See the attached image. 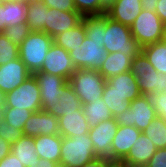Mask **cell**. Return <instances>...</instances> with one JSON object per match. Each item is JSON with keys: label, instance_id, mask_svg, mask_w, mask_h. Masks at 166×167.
Returning a JSON list of instances; mask_svg holds the SVG:
<instances>
[{"label": "cell", "instance_id": "1", "mask_svg": "<svg viewBox=\"0 0 166 167\" xmlns=\"http://www.w3.org/2000/svg\"><path fill=\"white\" fill-rule=\"evenodd\" d=\"M137 79L131 71L106 79L101 99L116 118L130 107V102L140 97Z\"/></svg>", "mask_w": 166, "mask_h": 167}, {"label": "cell", "instance_id": "2", "mask_svg": "<svg viewBox=\"0 0 166 167\" xmlns=\"http://www.w3.org/2000/svg\"><path fill=\"white\" fill-rule=\"evenodd\" d=\"M103 46L107 53L120 52L134 58L142 47L133 37L130 27L112 20L106 15V30L103 31Z\"/></svg>", "mask_w": 166, "mask_h": 167}, {"label": "cell", "instance_id": "3", "mask_svg": "<svg viewBox=\"0 0 166 167\" xmlns=\"http://www.w3.org/2000/svg\"><path fill=\"white\" fill-rule=\"evenodd\" d=\"M59 167H81L96 159L89 134L62 137Z\"/></svg>", "mask_w": 166, "mask_h": 167}, {"label": "cell", "instance_id": "4", "mask_svg": "<svg viewBox=\"0 0 166 167\" xmlns=\"http://www.w3.org/2000/svg\"><path fill=\"white\" fill-rule=\"evenodd\" d=\"M53 43L45 32H31L19 45V58L32 74L41 70Z\"/></svg>", "mask_w": 166, "mask_h": 167}, {"label": "cell", "instance_id": "5", "mask_svg": "<svg viewBox=\"0 0 166 167\" xmlns=\"http://www.w3.org/2000/svg\"><path fill=\"white\" fill-rule=\"evenodd\" d=\"M68 82L84 105L101 100L106 79L97 70L77 69Z\"/></svg>", "mask_w": 166, "mask_h": 167}, {"label": "cell", "instance_id": "6", "mask_svg": "<svg viewBox=\"0 0 166 167\" xmlns=\"http://www.w3.org/2000/svg\"><path fill=\"white\" fill-rule=\"evenodd\" d=\"M131 73L137 79L142 95L166 93V74L158 73L142 52L132 59Z\"/></svg>", "mask_w": 166, "mask_h": 167}, {"label": "cell", "instance_id": "7", "mask_svg": "<svg viewBox=\"0 0 166 167\" xmlns=\"http://www.w3.org/2000/svg\"><path fill=\"white\" fill-rule=\"evenodd\" d=\"M130 30L140 46L144 47L162 40L164 23L155 12L142 9Z\"/></svg>", "mask_w": 166, "mask_h": 167}, {"label": "cell", "instance_id": "8", "mask_svg": "<svg viewBox=\"0 0 166 167\" xmlns=\"http://www.w3.org/2000/svg\"><path fill=\"white\" fill-rule=\"evenodd\" d=\"M6 106L33 113L42 110L40 89L35 76H29L19 87L6 94Z\"/></svg>", "mask_w": 166, "mask_h": 167}, {"label": "cell", "instance_id": "9", "mask_svg": "<svg viewBox=\"0 0 166 167\" xmlns=\"http://www.w3.org/2000/svg\"><path fill=\"white\" fill-rule=\"evenodd\" d=\"M76 69H93L99 71L105 62L106 50L100 42L87 37L81 46L69 52Z\"/></svg>", "mask_w": 166, "mask_h": 167}, {"label": "cell", "instance_id": "10", "mask_svg": "<svg viewBox=\"0 0 166 167\" xmlns=\"http://www.w3.org/2000/svg\"><path fill=\"white\" fill-rule=\"evenodd\" d=\"M156 118L155 110L150 106L145 95L137 97L130 102L124 112L115 119L118 125L135 126L139 131H143Z\"/></svg>", "mask_w": 166, "mask_h": 167}, {"label": "cell", "instance_id": "11", "mask_svg": "<svg viewBox=\"0 0 166 167\" xmlns=\"http://www.w3.org/2000/svg\"><path fill=\"white\" fill-rule=\"evenodd\" d=\"M117 128L118 124L114 117L90 128L88 134L93 142L94 154L97 158L112 160V142Z\"/></svg>", "mask_w": 166, "mask_h": 167}, {"label": "cell", "instance_id": "12", "mask_svg": "<svg viewBox=\"0 0 166 167\" xmlns=\"http://www.w3.org/2000/svg\"><path fill=\"white\" fill-rule=\"evenodd\" d=\"M46 60L40 71L55 76H61L69 81L71 75L77 70L70 54L64 48L53 43L46 55Z\"/></svg>", "mask_w": 166, "mask_h": 167}, {"label": "cell", "instance_id": "13", "mask_svg": "<svg viewBox=\"0 0 166 167\" xmlns=\"http://www.w3.org/2000/svg\"><path fill=\"white\" fill-rule=\"evenodd\" d=\"M83 16L77 11H62L54 8L46 9V34L53 39L82 22Z\"/></svg>", "mask_w": 166, "mask_h": 167}, {"label": "cell", "instance_id": "14", "mask_svg": "<svg viewBox=\"0 0 166 167\" xmlns=\"http://www.w3.org/2000/svg\"><path fill=\"white\" fill-rule=\"evenodd\" d=\"M22 134L32 138L40 135H60L58 118L48 111L39 110L25 122Z\"/></svg>", "mask_w": 166, "mask_h": 167}, {"label": "cell", "instance_id": "15", "mask_svg": "<svg viewBox=\"0 0 166 167\" xmlns=\"http://www.w3.org/2000/svg\"><path fill=\"white\" fill-rule=\"evenodd\" d=\"M32 73L17 58L0 66V91L5 94L19 87Z\"/></svg>", "mask_w": 166, "mask_h": 167}, {"label": "cell", "instance_id": "16", "mask_svg": "<svg viewBox=\"0 0 166 167\" xmlns=\"http://www.w3.org/2000/svg\"><path fill=\"white\" fill-rule=\"evenodd\" d=\"M83 104L77 97L72 86L67 81L63 85V94L52 103H45L42 110L48 111L54 117L60 118L66 113L83 111Z\"/></svg>", "mask_w": 166, "mask_h": 167}, {"label": "cell", "instance_id": "17", "mask_svg": "<svg viewBox=\"0 0 166 167\" xmlns=\"http://www.w3.org/2000/svg\"><path fill=\"white\" fill-rule=\"evenodd\" d=\"M40 89L41 105L54 102L63 94V85L67 80L61 76H55L38 71L33 74Z\"/></svg>", "mask_w": 166, "mask_h": 167}, {"label": "cell", "instance_id": "18", "mask_svg": "<svg viewBox=\"0 0 166 167\" xmlns=\"http://www.w3.org/2000/svg\"><path fill=\"white\" fill-rule=\"evenodd\" d=\"M142 132L135 126L118 125L112 142V160H123Z\"/></svg>", "mask_w": 166, "mask_h": 167}, {"label": "cell", "instance_id": "19", "mask_svg": "<svg viewBox=\"0 0 166 167\" xmlns=\"http://www.w3.org/2000/svg\"><path fill=\"white\" fill-rule=\"evenodd\" d=\"M142 11L141 0H116L106 15L123 25L131 26Z\"/></svg>", "mask_w": 166, "mask_h": 167}, {"label": "cell", "instance_id": "20", "mask_svg": "<svg viewBox=\"0 0 166 167\" xmlns=\"http://www.w3.org/2000/svg\"><path fill=\"white\" fill-rule=\"evenodd\" d=\"M27 3L17 0H4L0 6V33L6 27L26 23Z\"/></svg>", "mask_w": 166, "mask_h": 167}, {"label": "cell", "instance_id": "21", "mask_svg": "<svg viewBox=\"0 0 166 167\" xmlns=\"http://www.w3.org/2000/svg\"><path fill=\"white\" fill-rule=\"evenodd\" d=\"M60 135L62 137H73L77 134L84 135L90 131L89 123L83 111H75L64 114L58 118Z\"/></svg>", "mask_w": 166, "mask_h": 167}, {"label": "cell", "instance_id": "22", "mask_svg": "<svg viewBox=\"0 0 166 167\" xmlns=\"http://www.w3.org/2000/svg\"><path fill=\"white\" fill-rule=\"evenodd\" d=\"M36 153L40 158L60 163L61 135H40L34 138Z\"/></svg>", "mask_w": 166, "mask_h": 167}, {"label": "cell", "instance_id": "23", "mask_svg": "<svg viewBox=\"0 0 166 167\" xmlns=\"http://www.w3.org/2000/svg\"><path fill=\"white\" fill-rule=\"evenodd\" d=\"M156 150L154 143L144 133H141L122 161L130 164L147 165Z\"/></svg>", "mask_w": 166, "mask_h": 167}, {"label": "cell", "instance_id": "24", "mask_svg": "<svg viewBox=\"0 0 166 167\" xmlns=\"http://www.w3.org/2000/svg\"><path fill=\"white\" fill-rule=\"evenodd\" d=\"M132 57L120 52L107 53L105 62L98 71L105 79L131 71Z\"/></svg>", "mask_w": 166, "mask_h": 167}, {"label": "cell", "instance_id": "25", "mask_svg": "<svg viewBox=\"0 0 166 167\" xmlns=\"http://www.w3.org/2000/svg\"><path fill=\"white\" fill-rule=\"evenodd\" d=\"M11 152L23 163L24 167L33 166L40 157L36 153L34 138L22 135L11 145Z\"/></svg>", "mask_w": 166, "mask_h": 167}, {"label": "cell", "instance_id": "26", "mask_svg": "<svg viewBox=\"0 0 166 167\" xmlns=\"http://www.w3.org/2000/svg\"><path fill=\"white\" fill-rule=\"evenodd\" d=\"M48 7L42 0H30L27 3L26 23L31 32L46 33V9Z\"/></svg>", "mask_w": 166, "mask_h": 167}, {"label": "cell", "instance_id": "27", "mask_svg": "<svg viewBox=\"0 0 166 167\" xmlns=\"http://www.w3.org/2000/svg\"><path fill=\"white\" fill-rule=\"evenodd\" d=\"M86 37V32L84 28V23L81 22L76 27L70 29L69 31H65L62 34L57 35L53 42L64 48L66 51L70 52L75 50L76 47L82 45L84 38Z\"/></svg>", "mask_w": 166, "mask_h": 167}, {"label": "cell", "instance_id": "28", "mask_svg": "<svg viewBox=\"0 0 166 167\" xmlns=\"http://www.w3.org/2000/svg\"><path fill=\"white\" fill-rule=\"evenodd\" d=\"M142 53L158 73L166 74V44L163 41L142 47Z\"/></svg>", "mask_w": 166, "mask_h": 167}, {"label": "cell", "instance_id": "29", "mask_svg": "<svg viewBox=\"0 0 166 167\" xmlns=\"http://www.w3.org/2000/svg\"><path fill=\"white\" fill-rule=\"evenodd\" d=\"M82 110L90 128L95 127L100 122L113 118L111 111L102 99L95 100L94 103L84 104Z\"/></svg>", "mask_w": 166, "mask_h": 167}, {"label": "cell", "instance_id": "30", "mask_svg": "<svg viewBox=\"0 0 166 167\" xmlns=\"http://www.w3.org/2000/svg\"><path fill=\"white\" fill-rule=\"evenodd\" d=\"M86 37L103 45V31L106 30V14L83 16Z\"/></svg>", "mask_w": 166, "mask_h": 167}, {"label": "cell", "instance_id": "31", "mask_svg": "<svg viewBox=\"0 0 166 167\" xmlns=\"http://www.w3.org/2000/svg\"><path fill=\"white\" fill-rule=\"evenodd\" d=\"M157 149L166 148V120L156 117L143 131Z\"/></svg>", "mask_w": 166, "mask_h": 167}, {"label": "cell", "instance_id": "32", "mask_svg": "<svg viewBox=\"0 0 166 167\" xmlns=\"http://www.w3.org/2000/svg\"><path fill=\"white\" fill-rule=\"evenodd\" d=\"M32 114L33 112L29 110L5 107L4 120L8 125H12L22 131L25 122L30 118Z\"/></svg>", "mask_w": 166, "mask_h": 167}, {"label": "cell", "instance_id": "33", "mask_svg": "<svg viewBox=\"0 0 166 167\" xmlns=\"http://www.w3.org/2000/svg\"><path fill=\"white\" fill-rule=\"evenodd\" d=\"M19 58V46L0 33V66Z\"/></svg>", "mask_w": 166, "mask_h": 167}, {"label": "cell", "instance_id": "34", "mask_svg": "<svg viewBox=\"0 0 166 167\" xmlns=\"http://www.w3.org/2000/svg\"><path fill=\"white\" fill-rule=\"evenodd\" d=\"M82 16L102 15V0H73Z\"/></svg>", "mask_w": 166, "mask_h": 167}, {"label": "cell", "instance_id": "35", "mask_svg": "<svg viewBox=\"0 0 166 167\" xmlns=\"http://www.w3.org/2000/svg\"><path fill=\"white\" fill-rule=\"evenodd\" d=\"M3 33L7 39L19 46L31 31L27 23H24L6 27Z\"/></svg>", "mask_w": 166, "mask_h": 167}, {"label": "cell", "instance_id": "36", "mask_svg": "<svg viewBox=\"0 0 166 167\" xmlns=\"http://www.w3.org/2000/svg\"><path fill=\"white\" fill-rule=\"evenodd\" d=\"M150 106L154 108L156 117L166 120V93L156 94L149 92L145 94Z\"/></svg>", "mask_w": 166, "mask_h": 167}, {"label": "cell", "instance_id": "37", "mask_svg": "<svg viewBox=\"0 0 166 167\" xmlns=\"http://www.w3.org/2000/svg\"><path fill=\"white\" fill-rule=\"evenodd\" d=\"M22 131L15 128L12 125H8L5 120H3L0 124V137L4 138L7 142L13 144L16 142L21 136Z\"/></svg>", "mask_w": 166, "mask_h": 167}, {"label": "cell", "instance_id": "38", "mask_svg": "<svg viewBox=\"0 0 166 167\" xmlns=\"http://www.w3.org/2000/svg\"><path fill=\"white\" fill-rule=\"evenodd\" d=\"M48 8L62 11H77L73 0H42Z\"/></svg>", "mask_w": 166, "mask_h": 167}, {"label": "cell", "instance_id": "39", "mask_svg": "<svg viewBox=\"0 0 166 167\" xmlns=\"http://www.w3.org/2000/svg\"><path fill=\"white\" fill-rule=\"evenodd\" d=\"M147 167H166V148L157 149Z\"/></svg>", "mask_w": 166, "mask_h": 167}, {"label": "cell", "instance_id": "40", "mask_svg": "<svg viewBox=\"0 0 166 167\" xmlns=\"http://www.w3.org/2000/svg\"><path fill=\"white\" fill-rule=\"evenodd\" d=\"M0 167H24V165L12 152H10L0 161Z\"/></svg>", "mask_w": 166, "mask_h": 167}, {"label": "cell", "instance_id": "41", "mask_svg": "<svg viewBox=\"0 0 166 167\" xmlns=\"http://www.w3.org/2000/svg\"><path fill=\"white\" fill-rule=\"evenodd\" d=\"M157 8L155 13L159 16V18L163 21V23L166 22V0H159L157 2Z\"/></svg>", "mask_w": 166, "mask_h": 167}, {"label": "cell", "instance_id": "42", "mask_svg": "<svg viewBox=\"0 0 166 167\" xmlns=\"http://www.w3.org/2000/svg\"><path fill=\"white\" fill-rule=\"evenodd\" d=\"M11 143L0 137V161L11 152Z\"/></svg>", "mask_w": 166, "mask_h": 167}, {"label": "cell", "instance_id": "43", "mask_svg": "<svg viewBox=\"0 0 166 167\" xmlns=\"http://www.w3.org/2000/svg\"><path fill=\"white\" fill-rule=\"evenodd\" d=\"M29 167H59V164L54 161L40 158L39 160H36V163L33 166Z\"/></svg>", "mask_w": 166, "mask_h": 167}, {"label": "cell", "instance_id": "44", "mask_svg": "<svg viewBox=\"0 0 166 167\" xmlns=\"http://www.w3.org/2000/svg\"><path fill=\"white\" fill-rule=\"evenodd\" d=\"M108 161L106 158H96L88 163H85L81 167H105V163Z\"/></svg>", "mask_w": 166, "mask_h": 167}, {"label": "cell", "instance_id": "45", "mask_svg": "<svg viewBox=\"0 0 166 167\" xmlns=\"http://www.w3.org/2000/svg\"><path fill=\"white\" fill-rule=\"evenodd\" d=\"M159 0H141L142 9L155 12L157 8V2Z\"/></svg>", "mask_w": 166, "mask_h": 167}, {"label": "cell", "instance_id": "46", "mask_svg": "<svg viewBox=\"0 0 166 167\" xmlns=\"http://www.w3.org/2000/svg\"><path fill=\"white\" fill-rule=\"evenodd\" d=\"M105 167H126V162L121 160H108Z\"/></svg>", "mask_w": 166, "mask_h": 167}, {"label": "cell", "instance_id": "47", "mask_svg": "<svg viewBox=\"0 0 166 167\" xmlns=\"http://www.w3.org/2000/svg\"><path fill=\"white\" fill-rule=\"evenodd\" d=\"M116 0H102V15L106 14L108 8H110Z\"/></svg>", "mask_w": 166, "mask_h": 167}, {"label": "cell", "instance_id": "48", "mask_svg": "<svg viewBox=\"0 0 166 167\" xmlns=\"http://www.w3.org/2000/svg\"><path fill=\"white\" fill-rule=\"evenodd\" d=\"M6 94L0 91V108H5L6 106Z\"/></svg>", "mask_w": 166, "mask_h": 167}, {"label": "cell", "instance_id": "49", "mask_svg": "<svg viewBox=\"0 0 166 167\" xmlns=\"http://www.w3.org/2000/svg\"><path fill=\"white\" fill-rule=\"evenodd\" d=\"M5 119V108H0V124Z\"/></svg>", "mask_w": 166, "mask_h": 167}, {"label": "cell", "instance_id": "50", "mask_svg": "<svg viewBox=\"0 0 166 167\" xmlns=\"http://www.w3.org/2000/svg\"><path fill=\"white\" fill-rule=\"evenodd\" d=\"M126 167H147V165L126 163Z\"/></svg>", "mask_w": 166, "mask_h": 167}, {"label": "cell", "instance_id": "51", "mask_svg": "<svg viewBox=\"0 0 166 167\" xmlns=\"http://www.w3.org/2000/svg\"><path fill=\"white\" fill-rule=\"evenodd\" d=\"M166 44V32H164V35L162 36V40Z\"/></svg>", "mask_w": 166, "mask_h": 167}, {"label": "cell", "instance_id": "52", "mask_svg": "<svg viewBox=\"0 0 166 167\" xmlns=\"http://www.w3.org/2000/svg\"><path fill=\"white\" fill-rule=\"evenodd\" d=\"M17 1H22L28 3L30 0H17Z\"/></svg>", "mask_w": 166, "mask_h": 167}, {"label": "cell", "instance_id": "53", "mask_svg": "<svg viewBox=\"0 0 166 167\" xmlns=\"http://www.w3.org/2000/svg\"><path fill=\"white\" fill-rule=\"evenodd\" d=\"M164 32H166V22L164 23Z\"/></svg>", "mask_w": 166, "mask_h": 167}]
</instances>
